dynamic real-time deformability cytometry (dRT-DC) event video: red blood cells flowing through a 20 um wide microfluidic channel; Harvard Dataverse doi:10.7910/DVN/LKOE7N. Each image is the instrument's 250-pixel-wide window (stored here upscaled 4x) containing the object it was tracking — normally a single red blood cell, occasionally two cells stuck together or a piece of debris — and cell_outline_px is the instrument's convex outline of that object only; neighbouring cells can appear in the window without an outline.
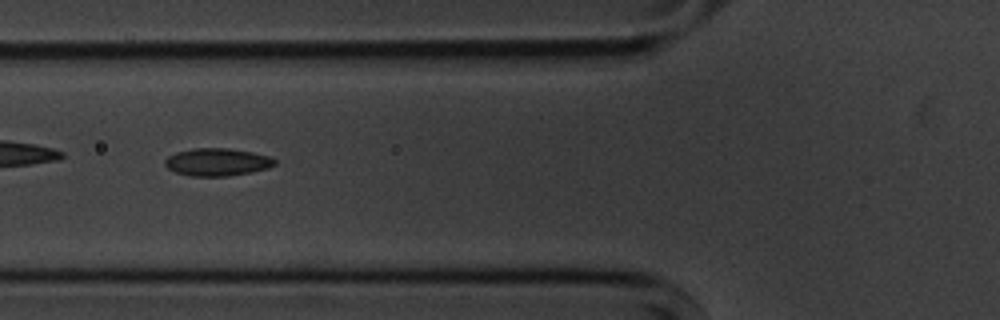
{"species": "common noctule bat (a hibernating species)", "species_latin": "Nyctalus noctula", "temperature_condition": "cold", "stored_images_in_passage": 11, "camera_frame_rate_fps": 3000, "um_per_image_px": 0.085, "animal": {"sex": "male", "body_mass_g": 20.1, "forearm_length_mm": 53.5}, "frame": {"image": 1, "passage_image": 2, "time_ms": 1.333, "image_size_px": [1000, 320], "cell_outline_px": [[276, 164], [268, 168], [252, 172], [228, 176], [192, 176], [176, 172], [168, 168], [164, 164], [164, 160], [168, 156], [176, 152], [192, 148], [228, 148], [252, 152], [272, 156], [276, 160]], "centroid_in_image_um": [18.48, 13.77], "position_along_channel_um": 107.3, "area_um2": 17.8}}
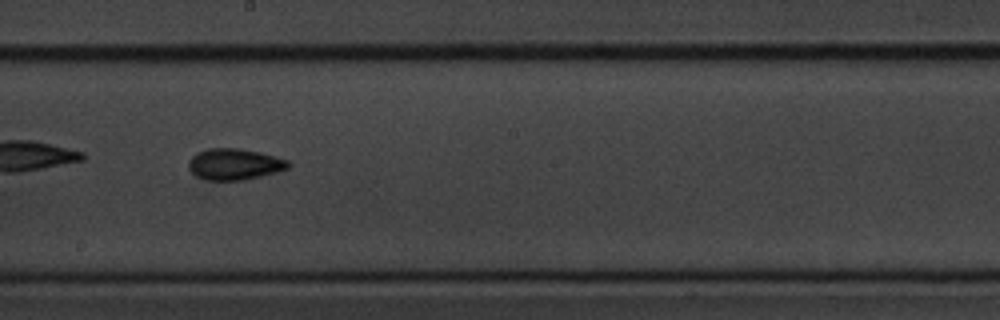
{"frame": {"image": 2, "passage_image": 5, "time_ms": 4.667, "image_size_px": [1000, 320], "cell_outline_px": [[288, 168], [276, 172], [244, 180], [208, 180], [196, 176], [188, 168], [188, 160], [192, 156], [208, 148], [240, 148], [260, 152], [288, 160]], "centroid_in_image_um": [19.9, 13.95], "position_along_channel_um": 228.3, "area_um2": 18.03}}
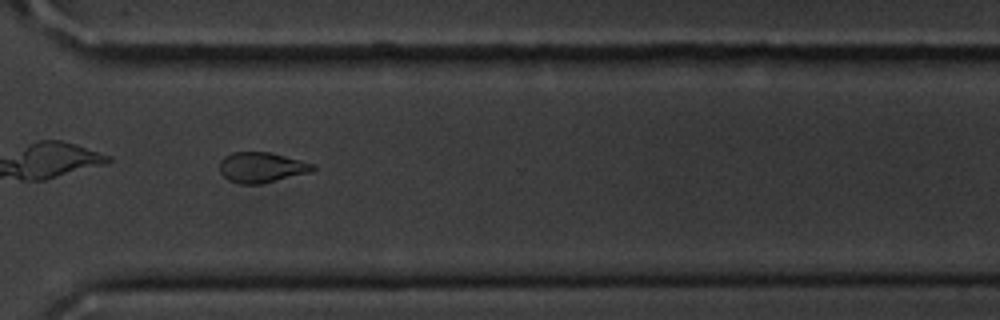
{"frame": {"image": 3, "passage_image": 8, "time_ms": 8.0, "image_size_px": [1000, 320], "cell_outline_px": [[316, 168], [312, 172], [260, 184], [240, 184], [228, 180], [220, 172], [220, 160], [224, 156], [232, 152], [268, 152], [300, 160], [312, 164]], "centroid_in_image_um": [22.21, 14.23], "position_along_channel_um": 348.4, "area_um2": 16.42}, "authors_computed_cell_mechanics": {"area_um2": 17.6868, "velocity_mm_per_s": 3.6121, "shape_relaxation_time_tau1_ms": 2.212, "shape_relaxation_time_tau2_ms": 5.3964, "deformation_change_tau1": 0.0712, "deformation_change_tau2": 0.0899}}